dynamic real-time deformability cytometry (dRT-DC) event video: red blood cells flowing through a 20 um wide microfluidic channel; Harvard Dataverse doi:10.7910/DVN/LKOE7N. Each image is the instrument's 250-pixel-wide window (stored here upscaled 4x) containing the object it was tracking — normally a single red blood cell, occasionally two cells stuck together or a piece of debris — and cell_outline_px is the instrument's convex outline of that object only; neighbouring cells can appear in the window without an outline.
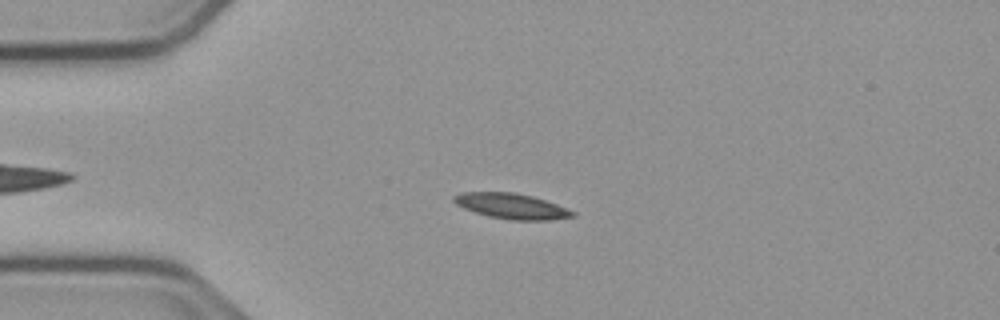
{"species": "common noctule bat (a hibernating species)", "species_latin": "Nyctalus noctula", "temperature_condition": "cold", "stored_images_in_passage": 49, "camera_frame_rate_fps": 3000, "um_per_image_px": 0.085, "animal": {"sex": "male", "body_mass_g": 23.1, "forearm_length_mm": 52.7}, "frame": {"image": 1, "passage_image": 8, "time_ms": 2.333, "image_size_px": [1000, 320], "cell_outline_px": [[576, 216], [548, 220], [512, 220], [488, 216], [464, 208], [456, 204], [452, 200], [452, 196], [460, 192], [516, 192], [532, 196], [556, 204], [576, 212]], "centroid_in_image_um": [43.46, 17.51], "position_along_channel_um": 41.5, "area_um2": 17.57}}
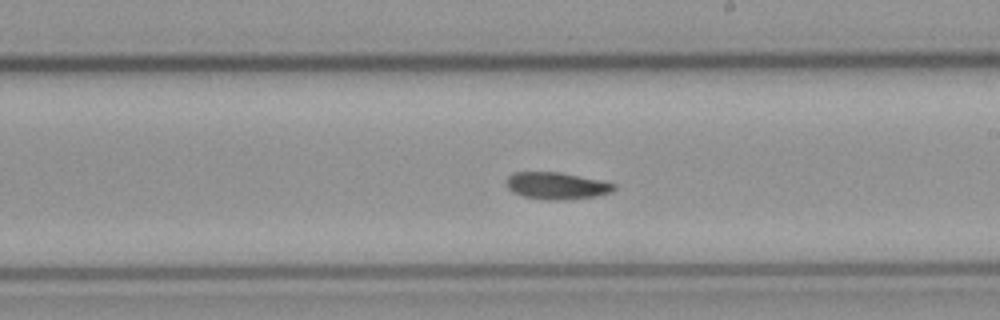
{"frame": {"image": 2, "passage_image": 26, "time_ms": 8.333, "image_size_px": [1000, 320], "cell_outline_px": [[616, 188], [612, 192], [596, 196], [568, 200], [544, 200], [524, 196], [512, 192], [504, 184], [508, 176], [512, 172], [560, 172], [600, 180], [616, 184]], "centroid_in_image_um": [47.29, 15.79], "position_along_channel_um": 241.7, "area_um2": 17.17}}
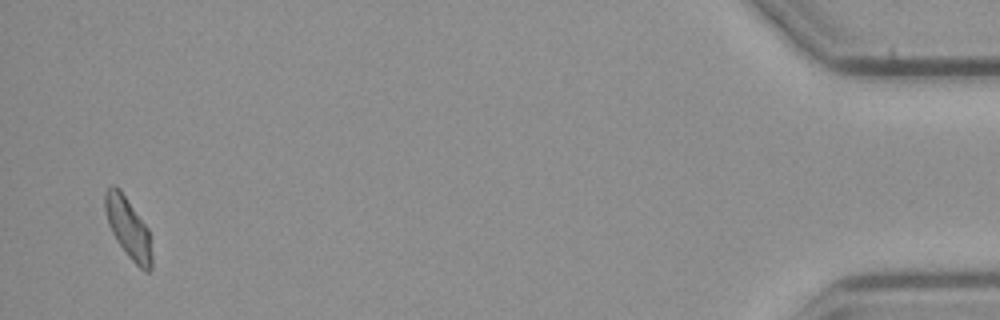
{"frame": {"image": 3, "passage_image": 48, "time_ms": 15.667, "image_size_px": [1000, 320], "cell_outline_px": [[152, 268], [148, 272], [144, 272], [128, 256], [116, 240], [108, 224], [104, 208], [104, 192], [112, 184], [120, 188], [148, 228], [152, 256]], "centroid_in_image_um": [10.89, 19.36], "position_along_channel_um": 424.3, "area_um2": 16.65}, "authors_computed_cell_mechanics": {"area_um2": 16.762, "velocity_mm_per_s": 3.7356, "shape_relaxation_time_tau1_ms": null, "shape_relaxation_time_tau2_ms": 9.5897, "deformation_change_tau1": null, "deformation_change_tau2": 0.127}}